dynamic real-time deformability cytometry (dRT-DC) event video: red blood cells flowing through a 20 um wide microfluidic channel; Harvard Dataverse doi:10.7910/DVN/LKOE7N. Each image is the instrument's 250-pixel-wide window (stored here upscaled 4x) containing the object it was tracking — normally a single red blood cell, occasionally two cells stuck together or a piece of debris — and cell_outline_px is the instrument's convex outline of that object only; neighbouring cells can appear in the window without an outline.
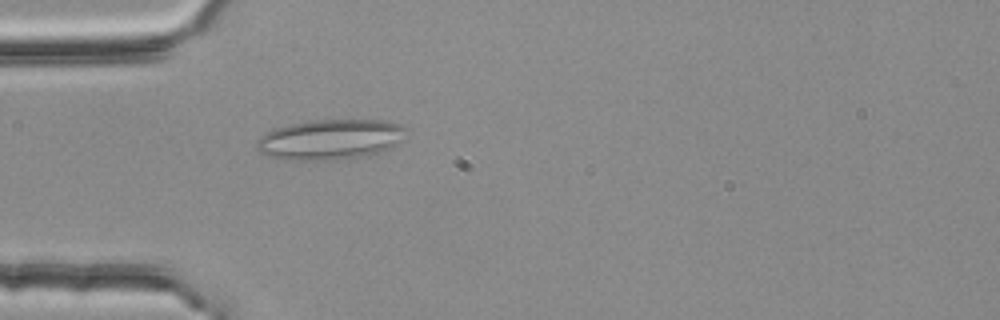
{"species": "common noctule bat (a hibernating species)", "species_latin": "Nyctalus noctula", "temperature_condition": "room temperature", "stored_images_in_passage": 29, "segment_of_instrument_passage": [1, 2], "camera_frame_rate_fps": 3000, "um_per_image_px": 0.085, "animal": {"sex": "female", "body_mass_g": 25.1}, "frame": {"image": 1, "passage_image": 6, "time_ms": 1.667, "image_size_px": [1000, 320], "cell_outline_px": [[408, 128], [400, 140], [396, 144], [388, 148], [376, 152], [356, 156], [316, 160], [288, 160], [268, 156], [260, 152], [256, 148], [256, 144], [260, 136], [264, 132], [288, 124], [312, 120], [384, 120], [400, 124]], "centroid_in_image_um": [28.01, 11.82], "position_along_channel_um": 57.0, "area_um2": 34.56}}